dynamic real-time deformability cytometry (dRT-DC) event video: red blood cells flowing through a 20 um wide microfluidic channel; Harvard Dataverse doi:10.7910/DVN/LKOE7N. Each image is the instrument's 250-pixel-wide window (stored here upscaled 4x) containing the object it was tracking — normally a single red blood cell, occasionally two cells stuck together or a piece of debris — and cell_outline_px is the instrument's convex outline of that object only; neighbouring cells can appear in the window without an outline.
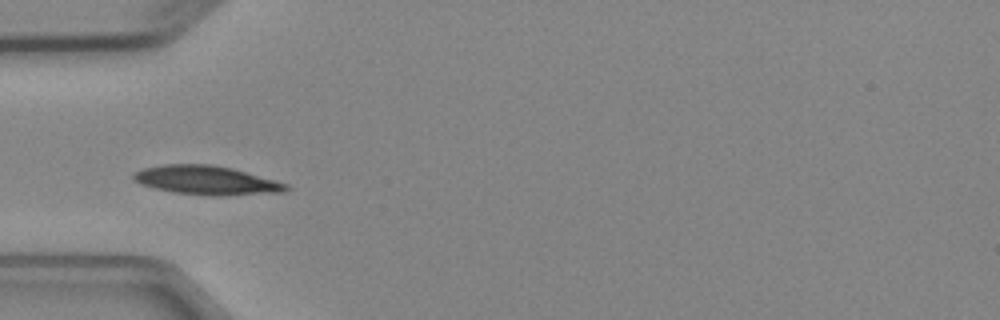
{"species": "Egyptian fruit bat (a non-hibernating species)", "species_latin": "Rousettus aegyptiacus", "temperature_condition": "cold", "stored_images_in_passage": 7, "camera_frame_rate_fps": 3000, "um_per_image_px": 0.085, "animal": {"sex": "female"}, "frame": {"image": 1, "passage_image": 5, "time_ms": 5.333, "image_size_px": [1000, 320], "cell_outline_px": [[292, 188], [284, 192], [224, 196], [212, 196], [172, 192], [140, 184], [132, 180], [132, 176], [136, 172], [144, 168], [164, 164], [212, 164], [232, 168], [288, 184]], "centroid_in_image_um": [17.57, 15.33], "position_along_channel_um": 67.4, "area_um2": 25.84}}